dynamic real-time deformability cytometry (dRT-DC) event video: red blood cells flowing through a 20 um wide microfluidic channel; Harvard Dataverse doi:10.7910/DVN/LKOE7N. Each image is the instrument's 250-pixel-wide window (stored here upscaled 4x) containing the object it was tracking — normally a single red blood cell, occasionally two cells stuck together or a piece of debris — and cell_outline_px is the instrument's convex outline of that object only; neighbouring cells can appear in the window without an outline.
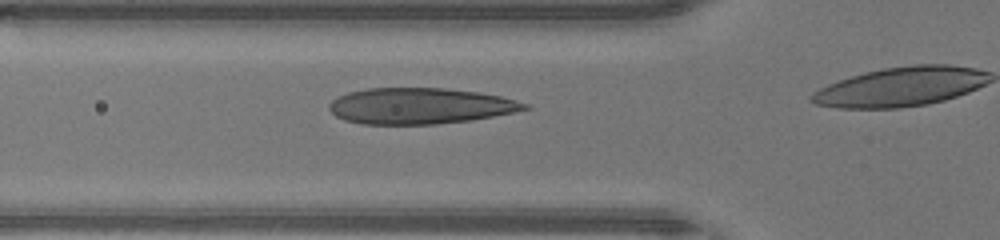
{"species": "human", "species_latin": "Homo sapiens", "temperature_condition": "warm", "stored_images_in_passage": 11, "camera_frame_rate_fps": 3000, "um_per_image_px": 0.085, "donor": {"sex": "male"}, "frame": {"image": 1, "passage_image": 7, "time_ms": 2.0, "image_size_px": [1000, 240], "cell_outline_px": [[532, 108], [472, 120], [436, 124], [360, 124], [344, 120], [336, 116], [328, 108], [328, 104], [336, 96], [348, 92], [368, 88], [448, 88], [480, 92], [500, 96], [516, 100], [528, 104]], "centroid_in_image_um": [35.67, 9.0], "position_along_channel_um": 90.1, "area_um2": 41.21}}
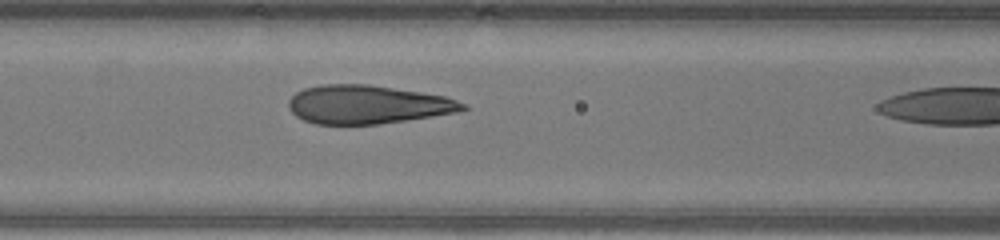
{"frame": {"image": 2, "passage_image": 10, "time_ms": 3.0, "image_size_px": [1000, 240], "cell_outline_px": [[468, 108], [456, 112], [432, 116], [376, 124], [316, 124], [304, 120], [296, 116], [288, 108], [288, 100], [296, 92], [304, 88], [320, 84], [368, 84], [420, 92], [444, 96], [468, 104]], "centroid_in_image_um": [31.2, 8.88], "position_along_channel_um": 135.4, "area_um2": 38.96}}